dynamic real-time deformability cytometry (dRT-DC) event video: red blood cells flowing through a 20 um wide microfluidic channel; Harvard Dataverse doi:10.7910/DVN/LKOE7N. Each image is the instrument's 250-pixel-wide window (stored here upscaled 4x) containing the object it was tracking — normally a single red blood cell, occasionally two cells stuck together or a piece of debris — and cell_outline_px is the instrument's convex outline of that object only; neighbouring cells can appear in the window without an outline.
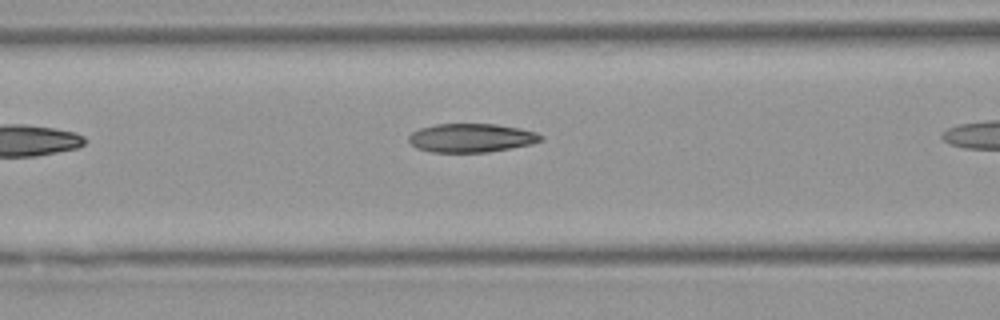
{"species": "Egyptian fruit bat (a non-hibernating species)", "species_latin": "Rousettus aegyptiacus", "temperature_condition": "warm", "stored_images_in_passage": 5, "camera_frame_rate_fps": 3000, "um_per_image_px": 0.085, "animal": {"sex": "female"}, "frame": {"image": 1, "passage_image": 4, "time_ms": 3.667, "image_size_px": [1000, 320], "cell_outline_px": [[544, 140], [532, 144], [488, 152], [432, 152], [416, 148], [408, 140], [408, 136], [412, 132], [420, 128], [436, 124], [496, 124], [520, 128], [536, 132], [544, 136]], "centroid_in_image_um": [40.08, 11.72], "position_along_channel_um": 126.5, "area_um2": 22.2}}